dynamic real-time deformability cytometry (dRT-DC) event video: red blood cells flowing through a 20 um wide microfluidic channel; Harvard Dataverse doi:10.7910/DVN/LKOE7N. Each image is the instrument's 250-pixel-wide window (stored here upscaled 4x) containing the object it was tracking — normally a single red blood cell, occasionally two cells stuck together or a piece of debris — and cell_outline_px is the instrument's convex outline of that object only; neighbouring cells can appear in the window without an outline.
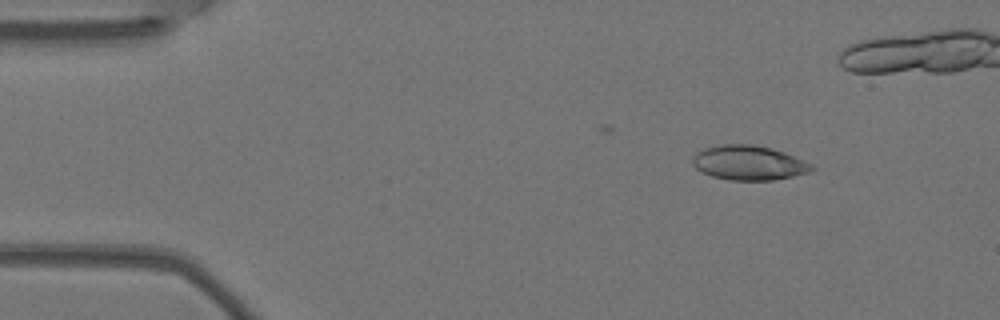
{"species": "Egyptian fruit bat (a non-hibernating species)", "species_latin": "Rousettus aegyptiacus", "temperature_condition": "warm", "stored_images_in_passage": 8, "segment_of_instrument_passage": [1, 2], "camera_frame_rate_fps": 3000, "um_per_image_px": 0.085, "animal": {"sex": "female"}, "frame": {"image": 1, "passage_image": 2, "time_ms": 0.333, "image_size_px": [1000, 320], "cell_outline_px": [[816, 168], [808, 172], [792, 176], [772, 180], [728, 180], [712, 176], [696, 168], [692, 164], [692, 156], [696, 152], [704, 148], [724, 144], [752, 144], [772, 148], [784, 152], [812, 164]], "centroid_in_image_um": [63.63, 13.83], "position_along_channel_um": 21.4, "area_um2": 23.93}}
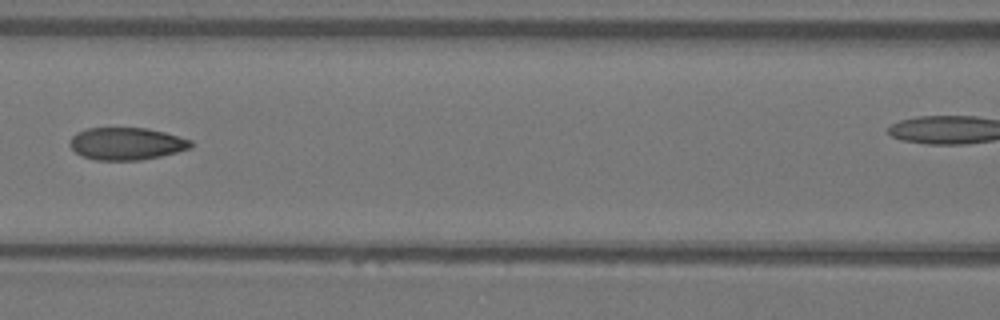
{"frame": {"image": 2, "passage_image": 7, "time_ms": 2.0, "image_size_px": [1000, 320], "cell_outline_px": [[192, 148], [160, 156], [140, 160], [96, 160], [80, 156], [68, 144], [72, 136], [76, 132], [88, 128], [148, 128], [164, 132], [192, 140]], "centroid_in_image_um": [10.73, 12.21], "position_along_channel_um": 155.9, "area_um2": 22.89}}